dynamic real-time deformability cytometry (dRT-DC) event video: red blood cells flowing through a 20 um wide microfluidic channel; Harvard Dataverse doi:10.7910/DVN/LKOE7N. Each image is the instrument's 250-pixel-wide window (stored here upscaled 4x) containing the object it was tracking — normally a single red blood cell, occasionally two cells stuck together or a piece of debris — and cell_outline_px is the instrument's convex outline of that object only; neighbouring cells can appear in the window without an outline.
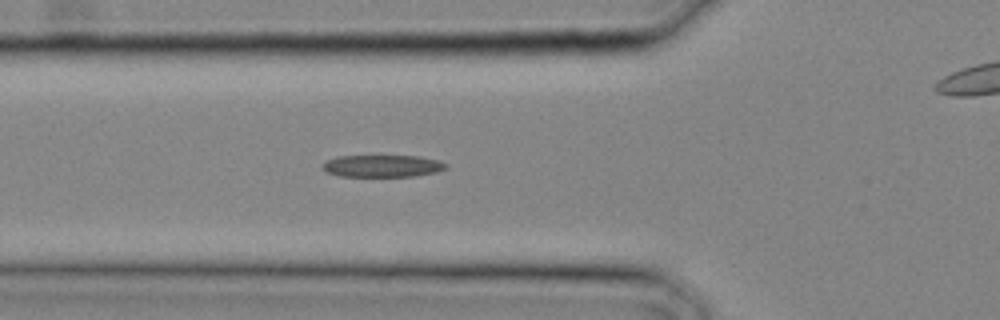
{"species": "common noctule bat (a hibernating species)", "species_latin": "Nyctalus noctula", "temperature_condition": "cold", "stored_images_in_passage": 21, "camera_frame_rate_fps": 3000, "um_per_image_px": 0.085, "animal": {"sex": "male", "body_mass_g": 20.4}, "frame": {"image": 1, "passage_image": 5, "time_ms": 1.333, "image_size_px": [1000, 320], "cell_outline_px": [[448, 168], [436, 172], [416, 176], [340, 176], [328, 172], [320, 168], [320, 164], [336, 156], [420, 156], [436, 160], [448, 164]], "centroid_in_image_um": [32.49, 14.1], "position_along_channel_um": 93.3, "area_um2": 15.95}}
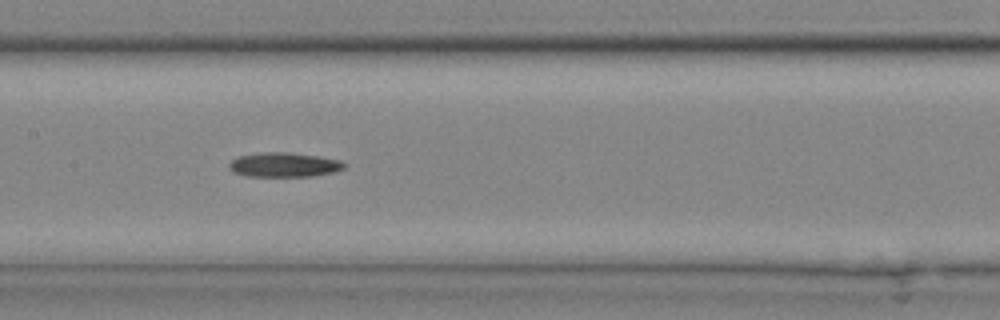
{"frame": {"image": 2, "passage_image": 9, "time_ms": 2.667, "image_size_px": [1000, 320], "cell_outline_px": [[348, 164], [344, 168], [332, 172], [312, 176], [248, 176], [232, 172], [228, 168], [228, 164], [236, 156], [260, 152], [284, 152], [320, 156], [340, 160]], "centroid_in_image_um": [24.12, 14.0], "position_along_channel_um": 183.3, "area_um2": 16.53}}
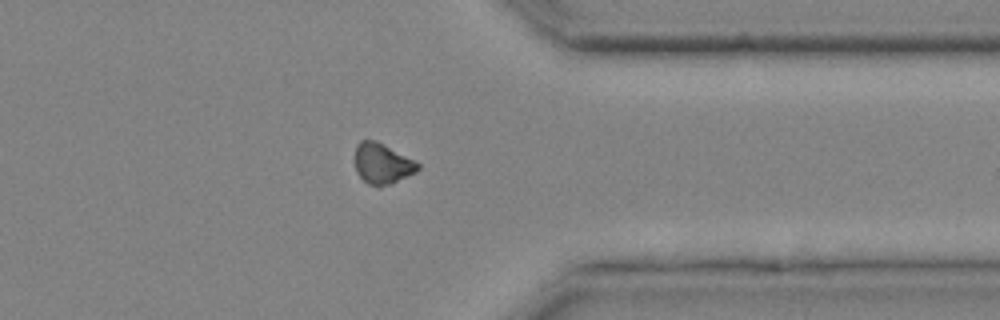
{"frame": {"image": 3, "passage_image": 18, "time_ms": 5.667, "image_size_px": [1000, 320], "cell_outline_px": [[420, 168], [416, 172], [392, 184], [368, 184], [356, 172], [356, 144], [360, 140], [376, 140], [420, 164]], "centroid_in_image_um": [32.5, 13.89], "position_along_channel_um": 378.9, "area_um2": 14.51}}